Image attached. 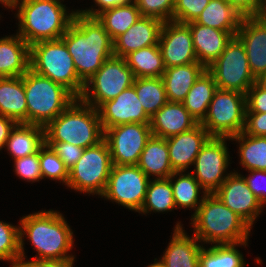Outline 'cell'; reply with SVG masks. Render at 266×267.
Returning a JSON list of instances; mask_svg holds the SVG:
<instances>
[{"instance_id": "1", "label": "cell", "mask_w": 266, "mask_h": 267, "mask_svg": "<svg viewBox=\"0 0 266 267\" xmlns=\"http://www.w3.org/2000/svg\"><path fill=\"white\" fill-rule=\"evenodd\" d=\"M61 39L73 58L78 77L84 83L113 56V40L103 25L96 17L78 11Z\"/></svg>"}, {"instance_id": "2", "label": "cell", "mask_w": 266, "mask_h": 267, "mask_svg": "<svg viewBox=\"0 0 266 267\" xmlns=\"http://www.w3.org/2000/svg\"><path fill=\"white\" fill-rule=\"evenodd\" d=\"M20 259H25L24 238H28L38 252L32 259H65L73 248V231L65 217L55 210L38 211L19 222ZM26 236V237H24Z\"/></svg>"}, {"instance_id": "3", "label": "cell", "mask_w": 266, "mask_h": 267, "mask_svg": "<svg viewBox=\"0 0 266 267\" xmlns=\"http://www.w3.org/2000/svg\"><path fill=\"white\" fill-rule=\"evenodd\" d=\"M193 235L204 244H235L249 240L252 227L213 193L206 194L191 217Z\"/></svg>"}, {"instance_id": "4", "label": "cell", "mask_w": 266, "mask_h": 267, "mask_svg": "<svg viewBox=\"0 0 266 267\" xmlns=\"http://www.w3.org/2000/svg\"><path fill=\"white\" fill-rule=\"evenodd\" d=\"M66 8L59 0H18L15 6L19 21L17 34L29 45L60 39L76 13L73 10L69 13Z\"/></svg>"}, {"instance_id": "5", "label": "cell", "mask_w": 266, "mask_h": 267, "mask_svg": "<svg viewBox=\"0 0 266 267\" xmlns=\"http://www.w3.org/2000/svg\"><path fill=\"white\" fill-rule=\"evenodd\" d=\"M45 142H67L82 148L104 139V130L96 108L76 98L45 127Z\"/></svg>"}, {"instance_id": "6", "label": "cell", "mask_w": 266, "mask_h": 267, "mask_svg": "<svg viewBox=\"0 0 266 267\" xmlns=\"http://www.w3.org/2000/svg\"><path fill=\"white\" fill-rule=\"evenodd\" d=\"M29 68L62 85L76 98L83 93L85 83L78 77L73 58L61 38L31 44Z\"/></svg>"}, {"instance_id": "7", "label": "cell", "mask_w": 266, "mask_h": 267, "mask_svg": "<svg viewBox=\"0 0 266 267\" xmlns=\"http://www.w3.org/2000/svg\"><path fill=\"white\" fill-rule=\"evenodd\" d=\"M24 89L27 123L43 127L76 99L68 89L30 68L24 74Z\"/></svg>"}, {"instance_id": "8", "label": "cell", "mask_w": 266, "mask_h": 267, "mask_svg": "<svg viewBox=\"0 0 266 267\" xmlns=\"http://www.w3.org/2000/svg\"><path fill=\"white\" fill-rule=\"evenodd\" d=\"M113 163L105 139L84 149L75 165L69 170L67 187L85 194L101 196L106 188Z\"/></svg>"}, {"instance_id": "9", "label": "cell", "mask_w": 266, "mask_h": 267, "mask_svg": "<svg viewBox=\"0 0 266 267\" xmlns=\"http://www.w3.org/2000/svg\"><path fill=\"white\" fill-rule=\"evenodd\" d=\"M246 94L217 89L200 124L211 137H232L244 131Z\"/></svg>"}, {"instance_id": "10", "label": "cell", "mask_w": 266, "mask_h": 267, "mask_svg": "<svg viewBox=\"0 0 266 267\" xmlns=\"http://www.w3.org/2000/svg\"><path fill=\"white\" fill-rule=\"evenodd\" d=\"M135 76L122 57L108 58L84 85L80 99L98 109L133 85Z\"/></svg>"}, {"instance_id": "11", "label": "cell", "mask_w": 266, "mask_h": 267, "mask_svg": "<svg viewBox=\"0 0 266 267\" xmlns=\"http://www.w3.org/2000/svg\"><path fill=\"white\" fill-rule=\"evenodd\" d=\"M207 70L213 75L218 89L247 94L248 89L256 82L249 68L245 47L237 36L232 37Z\"/></svg>"}, {"instance_id": "12", "label": "cell", "mask_w": 266, "mask_h": 267, "mask_svg": "<svg viewBox=\"0 0 266 267\" xmlns=\"http://www.w3.org/2000/svg\"><path fill=\"white\" fill-rule=\"evenodd\" d=\"M150 179L137 165L113 164L101 198L139 212L144 204Z\"/></svg>"}, {"instance_id": "13", "label": "cell", "mask_w": 266, "mask_h": 267, "mask_svg": "<svg viewBox=\"0 0 266 267\" xmlns=\"http://www.w3.org/2000/svg\"><path fill=\"white\" fill-rule=\"evenodd\" d=\"M226 140L230 138L210 137L196 156L195 168L190 172L207 194L215 193L230 174L227 173L230 155Z\"/></svg>"}, {"instance_id": "14", "label": "cell", "mask_w": 266, "mask_h": 267, "mask_svg": "<svg viewBox=\"0 0 266 267\" xmlns=\"http://www.w3.org/2000/svg\"><path fill=\"white\" fill-rule=\"evenodd\" d=\"M152 136L150 123H128L104 131L114 165H137L146 142Z\"/></svg>"}, {"instance_id": "15", "label": "cell", "mask_w": 266, "mask_h": 267, "mask_svg": "<svg viewBox=\"0 0 266 267\" xmlns=\"http://www.w3.org/2000/svg\"><path fill=\"white\" fill-rule=\"evenodd\" d=\"M165 68L198 62L190 27L175 21L164 22L158 42Z\"/></svg>"}, {"instance_id": "16", "label": "cell", "mask_w": 266, "mask_h": 267, "mask_svg": "<svg viewBox=\"0 0 266 267\" xmlns=\"http://www.w3.org/2000/svg\"><path fill=\"white\" fill-rule=\"evenodd\" d=\"M225 206L242 217L252 228L263 211V206L249 189L243 176L230 172L227 179L214 193Z\"/></svg>"}, {"instance_id": "17", "label": "cell", "mask_w": 266, "mask_h": 267, "mask_svg": "<svg viewBox=\"0 0 266 267\" xmlns=\"http://www.w3.org/2000/svg\"><path fill=\"white\" fill-rule=\"evenodd\" d=\"M97 110L104 131L122 124L150 123L133 85L113 100L104 102Z\"/></svg>"}, {"instance_id": "18", "label": "cell", "mask_w": 266, "mask_h": 267, "mask_svg": "<svg viewBox=\"0 0 266 267\" xmlns=\"http://www.w3.org/2000/svg\"><path fill=\"white\" fill-rule=\"evenodd\" d=\"M210 137L208 131L198 123L188 131L166 138L173 171L186 172Z\"/></svg>"}, {"instance_id": "19", "label": "cell", "mask_w": 266, "mask_h": 267, "mask_svg": "<svg viewBox=\"0 0 266 267\" xmlns=\"http://www.w3.org/2000/svg\"><path fill=\"white\" fill-rule=\"evenodd\" d=\"M236 36L245 47L250 71L257 79L266 73V22L255 16H245Z\"/></svg>"}, {"instance_id": "20", "label": "cell", "mask_w": 266, "mask_h": 267, "mask_svg": "<svg viewBox=\"0 0 266 267\" xmlns=\"http://www.w3.org/2000/svg\"><path fill=\"white\" fill-rule=\"evenodd\" d=\"M163 23L157 18L141 16L113 41V55L124 58L133 51L158 45Z\"/></svg>"}, {"instance_id": "21", "label": "cell", "mask_w": 266, "mask_h": 267, "mask_svg": "<svg viewBox=\"0 0 266 267\" xmlns=\"http://www.w3.org/2000/svg\"><path fill=\"white\" fill-rule=\"evenodd\" d=\"M198 123L181 102L168 101L150 117L152 135L165 139L188 131Z\"/></svg>"}, {"instance_id": "22", "label": "cell", "mask_w": 266, "mask_h": 267, "mask_svg": "<svg viewBox=\"0 0 266 267\" xmlns=\"http://www.w3.org/2000/svg\"><path fill=\"white\" fill-rule=\"evenodd\" d=\"M190 27L193 47L198 62L206 68L213 63L223 52L228 42L237 31H222L205 25H200L195 21L187 24Z\"/></svg>"}, {"instance_id": "23", "label": "cell", "mask_w": 266, "mask_h": 267, "mask_svg": "<svg viewBox=\"0 0 266 267\" xmlns=\"http://www.w3.org/2000/svg\"><path fill=\"white\" fill-rule=\"evenodd\" d=\"M198 242L199 239L187 235L178 222L160 260L166 267H199V253L203 245Z\"/></svg>"}, {"instance_id": "24", "label": "cell", "mask_w": 266, "mask_h": 267, "mask_svg": "<svg viewBox=\"0 0 266 267\" xmlns=\"http://www.w3.org/2000/svg\"><path fill=\"white\" fill-rule=\"evenodd\" d=\"M30 45L17 33L0 38V78L19 77L29 69Z\"/></svg>"}, {"instance_id": "25", "label": "cell", "mask_w": 266, "mask_h": 267, "mask_svg": "<svg viewBox=\"0 0 266 267\" xmlns=\"http://www.w3.org/2000/svg\"><path fill=\"white\" fill-rule=\"evenodd\" d=\"M0 115L11 118L16 123H27L24 74L0 78Z\"/></svg>"}, {"instance_id": "26", "label": "cell", "mask_w": 266, "mask_h": 267, "mask_svg": "<svg viewBox=\"0 0 266 267\" xmlns=\"http://www.w3.org/2000/svg\"><path fill=\"white\" fill-rule=\"evenodd\" d=\"M206 69L200 62L166 68L161 78L168 101L182 103L193 84Z\"/></svg>"}, {"instance_id": "27", "label": "cell", "mask_w": 266, "mask_h": 267, "mask_svg": "<svg viewBox=\"0 0 266 267\" xmlns=\"http://www.w3.org/2000/svg\"><path fill=\"white\" fill-rule=\"evenodd\" d=\"M45 144L44 127L28 123H16L10 131L4 148L12 159H18L38 153Z\"/></svg>"}, {"instance_id": "28", "label": "cell", "mask_w": 266, "mask_h": 267, "mask_svg": "<svg viewBox=\"0 0 266 267\" xmlns=\"http://www.w3.org/2000/svg\"><path fill=\"white\" fill-rule=\"evenodd\" d=\"M137 166L150 178H169L173 173L165 138L151 136L146 142ZM155 176V177H153Z\"/></svg>"}, {"instance_id": "29", "label": "cell", "mask_w": 266, "mask_h": 267, "mask_svg": "<svg viewBox=\"0 0 266 267\" xmlns=\"http://www.w3.org/2000/svg\"><path fill=\"white\" fill-rule=\"evenodd\" d=\"M243 17L226 0H210L195 22L222 31H238Z\"/></svg>"}, {"instance_id": "30", "label": "cell", "mask_w": 266, "mask_h": 267, "mask_svg": "<svg viewBox=\"0 0 266 267\" xmlns=\"http://www.w3.org/2000/svg\"><path fill=\"white\" fill-rule=\"evenodd\" d=\"M217 89L213 75L206 69L193 84L182 102L199 123L205 118L208 106Z\"/></svg>"}, {"instance_id": "31", "label": "cell", "mask_w": 266, "mask_h": 267, "mask_svg": "<svg viewBox=\"0 0 266 267\" xmlns=\"http://www.w3.org/2000/svg\"><path fill=\"white\" fill-rule=\"evenodd\" d=\"M186 173L185 171L174 172L170 176V183L173 190L176 209H193L195 210V212L191 215L192 217L196 213L199 206L202 204L203 199L205 198V195L207 193L191 173ZM201 190L203 196L200 197L199 194Z\"/></svg>"}, {"instance_id": "32", "label": "cell", "mask_w": 266, "mask_h": 267, "mask_svg": "<svg viewBox=\"0 0 266 267\" xmlns=\"http://www.w3.org/2000/svg\"><path fill=\"white\" fill-rule=\"evenodd\" d=\"M124 59L135 78L162 77L166 69L159 45L133 51Z\"/></svg>"}, {"instance_id": "33", "label": "cell", "mask_w": 266, "mask_h": 267, "mask_svg": "<svg viewBox=\"0 0 266 267\" xmlns=\"http://www.w3.org/2000/svg\"><path fill=\"white\" fill-rule=\"evenodd\" d=\"M114 41L125 33L140 17V11L134 1L108 8L95 16Z\"/></svg>"}, {"instance_id": "34", "label": "cell", "mask_w": 266, "mask_h": 267, "mask_svg": "<svg viewBox=\"0 0 266 267\" xmlns=\"http://www.w3.org/2000/svg\"><path fill=\"white\" fill-rule=\"evenodd\" d=\"M239 143V164L247 171H266V136H251L241 132L230 137Z\"/></svg>"}, {"instance_id": "35", "label": "cell", "mask_w": 266, "mask_h": 267, "mask_svg": "<svg viewBox=\"0 0 266 267\" xmlns=\"http://www.w3.org/2000/svg\"><path fill=\"white\" fill-rule=\"evenodd\" d=\"M133 87L144 111L149 117H152L168 102L164 82L161 77L135 78Z\"/></svg>"}, {"instance_id": "36", "label": "cell", "mask_w": 266, "mask_h": 267, "mask_svg": "<svg viewBox=\"0 0 266 267\" xmlns=\"http://www.w3.org/2000/svg\"><path fill=\"white\" fill-rule=\"evenodd\" d=\"M176 209L173 190L169 178H151L147 187L146 197L138 213L168 212Z\"/></svg>"}, {"instance_id": "37", "label": "cell", "mask_w": 266, "mask_h": 267, "mask_svg": "<svg viewBox=\"0 0 266 267\" xmlns=\"http://www.w3.org/2000/svg\"><path fill=\"white\" fill-rule=\"evenodd\" d=\"M0 260L17 267L20 261L19 226L0 221Z\"/></svg>"}, {"instance_id": "38", "label": "cell", "mask_w": 266, "mask_h": 267, "mask_svg": "<svg viewBox=\"0 0 266 267\" xmlns=\"http://www.w3.org/2000/svg\"><path fill=\"white\" fill-rule=\"evenodd\" d=\"M39 162L43 179L57 180L67 186L69 170L51 146L46 143L39 150Z\"/></svg>"}, {"instance_id": "39", "label": "cell", "mask_w": 266, "mask_h": 267, "mask_svg": "<svg viewBox=\"0 0 266 267\" xmlns=\"http://www.w3.org/2000/svg\"><path fill=\"white\" fill-rule=\"evenodd\" d=\"M141 16L157 18L163 22L173 21L175 0H134Z\"/></svg>"}, {"instance_id": "40", "label": "cell", "mask_w": 266, "mask_h": 267, "mask_svg": "<svg viewBox=\"0 0 266 267\" xmlns=\"http://www.w3.org/2000/svg\"><path fill=\"white\" fill-rule=\"evenodd\" d=\"M210 0H175L173 21L188 24L196 21Z\"/></svg>"}, {"instance_id": "41", "label": "cell", "mask_w": 266, "mask_h": 267, "mask_svg": "<svg viewBox=\"0 0 266 267\" xmlns=\"http://www.w3.org/2000/svg\"><path fill=\"white\" fill-rule=\"evenodd\" d=\"M14 172L22 180H27L28 182H39L42 180L40 162H39V152L30 156L18 158L14 160Z\"/></svg>"}, {"instance_id": "42", "label": "cell", "mask_w": 266, "mask_h": 267, "mask_svg": "<svg viewBox=\"0 0 266 267\" xmlns=\"http://www.w3.org/2000/svg\"><path fill=\"white\" fill-rule=\"evenodd\" d=\"M246 247L248 241L235 244H219V265L220 267H245L243 254L236 248Z\"/></svg>"}, {"instance_id": "43", "label": "cell", "mask_w": 266, "mask_h": 267, "mask_svg": "<svg viewBox=\"0 0 266 267\" xmlns=\"http://www.w3.org/2000/svg\"><path fill=\"white\" fill-rule=\"evenodd\" d=\"M55 151L58 157L64 162L65 167L70 170L80 159L84 148L67 142H45Z\"/></svg>"}, {"instance_id": "44", "label": "cell", "mask_w": 266, "mask_h": 267, "mask_svg": "<svg viewBox=\"0 0 266 267\" xmlns=\"http://www.w3.org/2000/svg\"><path fill=\"white\" fill-rule=\"evenodd\" d=\"M246 113L266 112V90L255 82L246 94Z\"/></svg>"}, {"instance_id": "45", "label": "cell", "mask_w": 266, "mask_h": 267, "mask_svg": "<svg viewBox=\"0 0 266 267\" xmlns=\"http://www.w3.org/2000/svg\"><path fill=\"white\" fill-rule=\"evenodd\" d=\"M248 172L250 174H248L247 177L243 176V178L246 181L249 189L254 193L264 207L266 205V171L251 170Z\"/></svg>"}, {"instance_id": "46", "label": "cell", "mask_w": 266, "mask_h": 267, "mask_svg": "<svg viewBox=\"0 0 266 267\" xmlns=\"http://www.w3.org/2000/svg\"><path fill=\"white\" fill-rule=\"evenodd\" d=\"M243 132L251 136H266V112L246 113Z\"/></svg>"}, {"instance_id": "47", "label": "cell", "mask_w": 266, "mask_h": 267, "mask_svg": "<svg viewBox=\"0 0 266 267\" xmlns=\"http://www.w3.org/2000/svg\"><path fill=\"white\" fill-rule=\"evenodd\" d=\"M75 257L65 259H20L17 267H73Z\"/></svg>"}, {"instance_id": "48", "label": "cell", "mask_w": 266, "mask_h": 267, "mask_svg": "<svg viewBox=\"0 0 266 267\" xmlns=\"http://www.w3.org/2000/svg\"><path fill=\"white\" fill-rule=\"evenodd\" d=\"M212 246V247H211ZM210 247H202L199 253V267H220L219 244Z\"/></svg>"}, {"instance_id": "49", "label": "cell", "mask_w": 266, "mask_h": 267, "mask_svg": "<svg viewBox=\"0 0 266 267\" xmlns=\"http://www.w3.org/2000/svg\"><path fill=\"white\" fill-rule=\"evenodd\" d=\"M93 1L98 8L95 9L91 7L90 9H85V10L78 9L76 11L89 17H95L97 14H99L105 9L128 4L134 0H93Z\"/></svg>"}, {"instance_id": "50", "label": "cell", "mask_w": 266, "mask_h": 267, "mask_svg": "<svg viewBox=\"0 0 266 267\" xmlns=\"http://www.w3.org/2000/svg\"><path fill=\"white\" fill-rule=\"evenodd\" d=\"M238 12L245 16H254L259 9L261 0H226Z\"/></svg>"}, {"instance_id": "51", "label": "cell", "mask_w": 266, "mask_h": 267, "mask_svg": "<svg viewBox=\"0 0 266 267\" xmlns=\"http://www.w3.org/2000/svg\"><path fill=\"white\" fill-rule=\"evenodd\" d=\"M15 124L13 119L0 115V151L5 147L10 131Z\"/></svg>"}, {"instance_id": "52", "label": "cell", "mask_w": 266, "mask_h": 267, "mask_svg": "<svg viewBox=\"0 0 266 267\" xmlns=\"http://www.w3.org/2000/svg\"><path fill=\"white\" fill-rule=\"evenodd\" d=\"M257 19L266 22V0H261L259 9L257 10L256 14L254 15Z\"/></svg>"}, {"instance_id": "53", "label": "cell", "mask_w": 266, "mask_h": 267, "mask_svg": "<svg viewBox=\"0 0 266 267\" xmlns=\"http://www.w3.org/2000/svg\"><path fill=\"white\" fill-rule=\"evenodd\" d=\"M17 1L18 0H0V4H2L7 9L11 8L13 11V9H15Z\"/></svg>"}, {"instance_id": "54", "label": "cell", "mask_w": 266, "mask_h": 267, "mask_svg": "<svg viewBox=\"0 0 266 267\" xmlns=\"http://www.w3.org/2000/svg\"><path fill=\"white\" fill-rule=\"evenodd\" d=\"M256 82L266 90V73L261 74L257 79Z\"/></svg>"}, {"instance_id": "55", "label": "cell", "mask_w": 266, "mask_h": 267, "mask_svg": "<svg viewBox=\"0 0 266 267\" xmlns=\"http://www.w3.org/2000/svg\"><path fill=\"white\" fill-rule=\"evenodd\" d=\"M157 259H154V263L148 265L147 267H166L163 262L159 259L158 261H156Z\"/></svg>"}]
</instances>
